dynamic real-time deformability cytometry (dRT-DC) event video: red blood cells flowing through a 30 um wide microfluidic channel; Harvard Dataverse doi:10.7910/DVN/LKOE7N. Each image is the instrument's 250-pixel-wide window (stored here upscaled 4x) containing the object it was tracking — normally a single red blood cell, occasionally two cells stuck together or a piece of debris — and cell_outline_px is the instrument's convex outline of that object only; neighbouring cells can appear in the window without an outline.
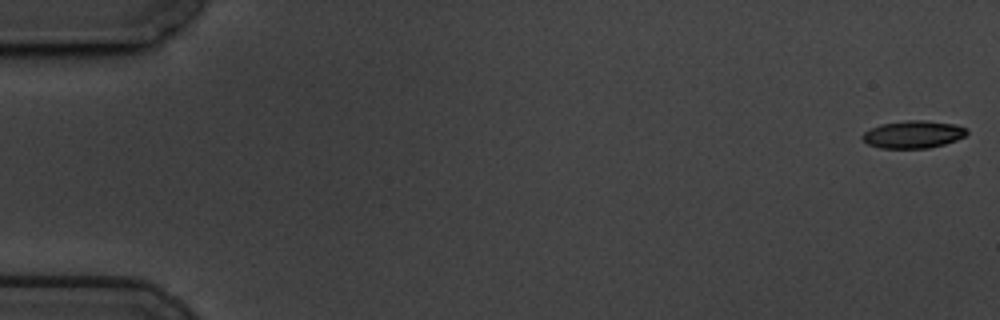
{"species": "common noctule bat (a hibernating species)", "species_latin": "Nyctalus noctula", "temperature_condition": "cold", "stored_images_in_passage": 59, "camera_frame_rate_fps": 3000, "um_per_image_px": 0.085, "animal": {"sex": "male", "body_mass_g": 19.5, "forearm_length_mm": 54.6}, "frame": {"image": 1, "passage_image": 1, "time_ms": 0.0, "image_size_px": [1000, 320], "cell_outline_px": [[968, 132], [964, 136], [956, 140], [944, 144], [928, 148], [880, 148], [868, 144], [860, 136], [864, 132], [880, 124], [904, 120], [924, 120], [952, 124], [968, 128]], "centroid_in_image_um": [77.61, 11.42], "position_along_channel_um": 7.4, "area_um2": 16.7}}
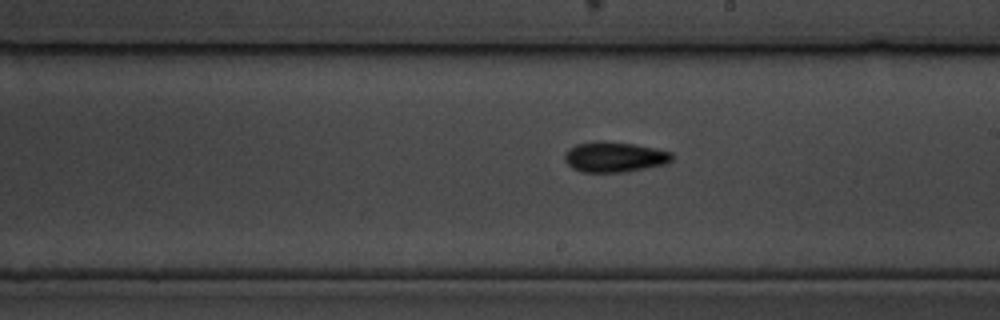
{"frame": {"image": 2, "passage_image": 34, "time_ms": 11.0, "image_size_px": [1000, 320], "cell_outline_px": [[672, 160], [668, 164], [624, 172], [580, 172], [572, 168], [564, 160], [564, 152], [576, 144], [596, 140], [604, 140], [636, 144], [656, 148], [672, 152]], "centroid_in_image_um": [52.22, 13.33], "position_along_channel_um": 236.8, "area_um2": 19.36}}
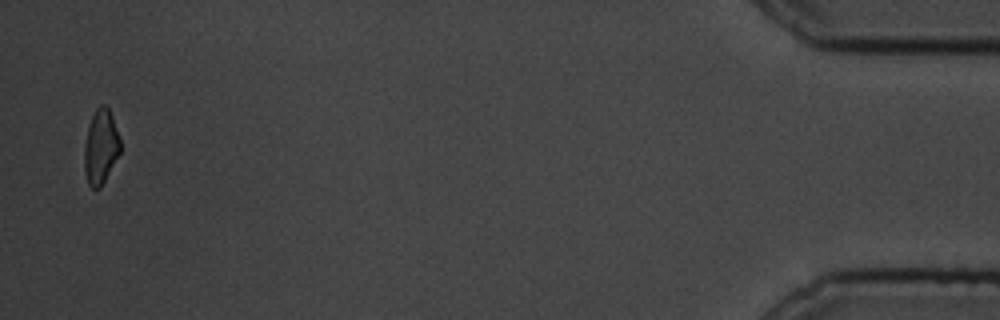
{"frame": {"image": 3, "passage_image": 58, "time_ms": 19.0, "image_size_px": [1000, 320], "cell_outline_px": [[120, 152], [100, 188], [92, 188], [88, 184], [84, 172], [84, 144], [88, 128], [92, 116], [96, 108], [100, 104], [104, 104], [108, 108], [112, 116], [120, 136]], "centroid_in_image_um": [8.55, 12.47], "position_along_channel_um": 426.6, "area_um2": 15.61}, "authors_computed_cell_mechanics": {"area_um2": 17.3978, "velocity_mm_per_s": 3.4224, "shape_relaxation_time_tau1_ms": 6.1385, "shape_relaxation_time_tau2_ms": 7.3668, "deformation_change_tau1": 0.1551, "deformation_change_tau2": 0.1664}}